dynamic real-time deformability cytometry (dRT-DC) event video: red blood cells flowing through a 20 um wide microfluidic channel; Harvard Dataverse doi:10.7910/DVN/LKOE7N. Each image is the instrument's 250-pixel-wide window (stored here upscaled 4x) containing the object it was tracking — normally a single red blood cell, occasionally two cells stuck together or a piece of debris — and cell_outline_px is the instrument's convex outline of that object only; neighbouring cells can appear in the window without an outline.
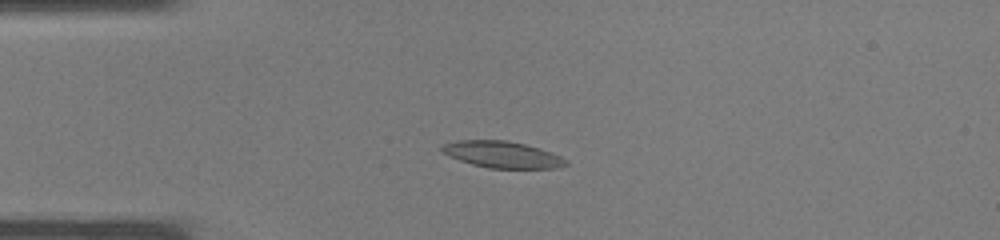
{"species": "common noctule bat (a hibernating species)", "species_latin": "Nyctalus noctula", "temperature_condition": "warm", "stored_images_in_passage": 38, "camera_frame_rate_fps": 3000, "um_per_image_px": 0.085, "animal": {"sex": "male", "body_mass_g": 19.0, "forearm_length_mm": 50.8}, "frame": {"image": 1, "passage_image": 9, "time_ms": 2.667, "image_size_px": [1000, 240], "cell_outline_px": [[568, 164], [560, 168], [488, 168], [472, 164], [448, 156], [440, 152], [440, 144], [456, 140], [508, 140], [540, 148], [560, 156], [568, 160]], "centroid_in_image_um": [42.65, 13.13], "position_along_channel_um": 42.3, "area_um2": 19.42}}
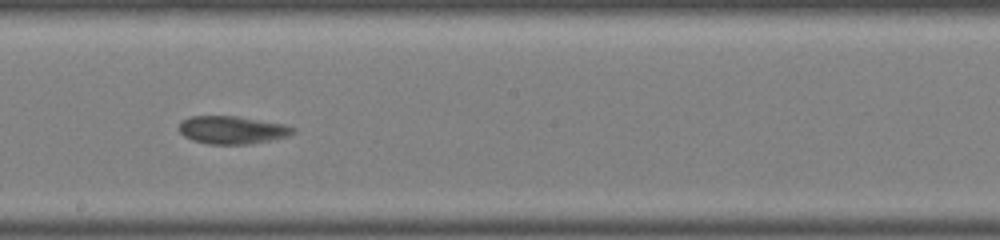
{"frame": {"image": 2, "passage_image": 21, "time_ms": 6.667, "image_size_px": [1000, 240], "cell_outline_px": [[296, 132], [288, 136], [272, 140], [248, 144], [208, 144], [192, 140], [184, 136], [180, 132], [180, 120], [188, 116], [236, 116], [284, 124], [296, 128]], "centroid_in_image_um": [19.74, 11.04], "position_along_channel_um": 228.5, "area_um2": 18.61}}
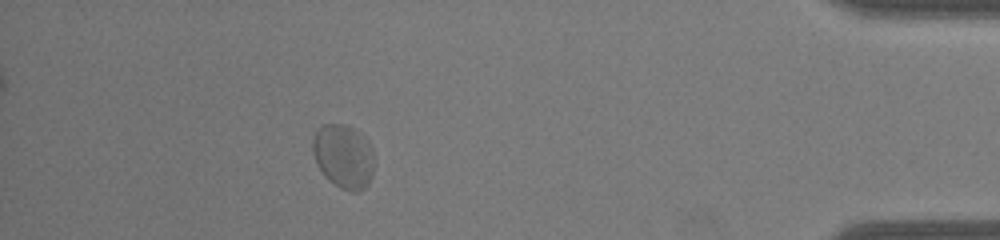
{"frame": {"image": 3, "passage_image": 34, "time_ms": 11.0, "image_size_px": [1000, 240], "cell_outline_px": [[372, 176], [368, 184], [364, 188], [356, 192], [352, 192], [340, 188], [328, 180], [324, 176], [316, 164], [312, 152], [312, 140], [316, 128], [324, 124], [344, 124], [360, 132], [368, 140], [372, 148]], "centroid_in_image_um": [29.16, 13.28], "position_along_channel_um": 406.0, "area_um2": 23.18}}